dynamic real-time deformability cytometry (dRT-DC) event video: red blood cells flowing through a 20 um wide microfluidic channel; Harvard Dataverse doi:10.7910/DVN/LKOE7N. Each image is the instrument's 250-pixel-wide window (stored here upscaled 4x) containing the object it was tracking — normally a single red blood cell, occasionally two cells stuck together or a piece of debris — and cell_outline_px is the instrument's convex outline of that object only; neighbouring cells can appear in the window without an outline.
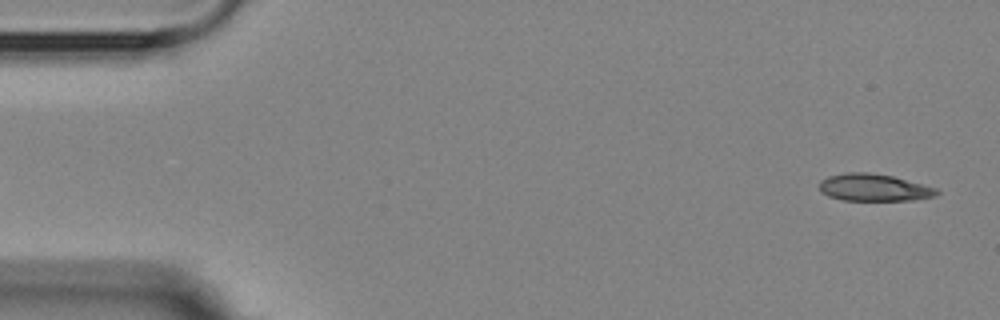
{"species": "Egyptian fruit bat (a non-hibernating species)", "species_latin": "Rousettus aegyptiacus", "temperature_condition": "room temperature", "stored_images_in_passage": 3, "camera_frame_rate_fps": 3000, "um_per_image_px": 0.085, "animal": {"sex": "female"}, "frame": {"image": 1, "passage_image": 3, "time_ms": 4.667, "image_size_px": [1000, 320], "cell_outline_px": [[940, 192], [936, 196], [912, 200], [844, 200], [828, 196], [820, 192], [820, 180], [828, 176], [844, 172], [868, 172], [892, 176], [936, 188]], "centroid_in_image_um": [74.25, 15.94], "position_along_channel_um": 10.7, "area_um2": 18.55}}